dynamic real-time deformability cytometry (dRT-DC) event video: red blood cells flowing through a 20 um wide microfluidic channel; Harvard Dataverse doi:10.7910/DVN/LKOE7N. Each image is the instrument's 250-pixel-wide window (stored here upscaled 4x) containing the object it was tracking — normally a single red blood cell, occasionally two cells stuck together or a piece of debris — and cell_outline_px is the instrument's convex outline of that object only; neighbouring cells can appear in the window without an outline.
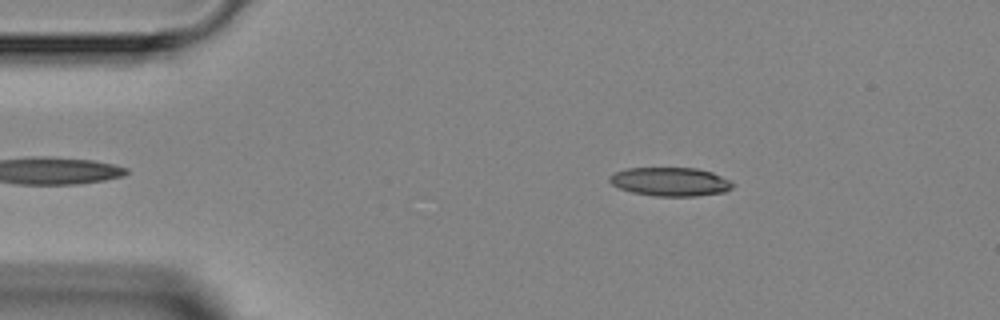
{"species": "Egyptian fruit bat (a non-hibernating species)", "species_latin": "Rousettus aegyptiacus", "temperature_condition": "room temperature", "stored_images_in_passage": 4, "camera_frame_rate_fps": 3000, "um_per_image_px": 0.085, "animal": {"sex": "female"}, "frame": {"image": 1, "passage_image": 4, "time_ms": 3.333, "image_size_px": [1000, 320], "cell_outline_px": [[732, 188], [724, 192], [696, 196], [656, 196], [632, 192], [620, 188], [612, 184], [608, 180], [608, 176], [616, 172], [628, 168], [696, 168], [712, 172], [732, 180]], "centroid_in_image_um": [56.99, 15.44], "position_along_channel_um": 28.0, "area_um2": 20.58}}